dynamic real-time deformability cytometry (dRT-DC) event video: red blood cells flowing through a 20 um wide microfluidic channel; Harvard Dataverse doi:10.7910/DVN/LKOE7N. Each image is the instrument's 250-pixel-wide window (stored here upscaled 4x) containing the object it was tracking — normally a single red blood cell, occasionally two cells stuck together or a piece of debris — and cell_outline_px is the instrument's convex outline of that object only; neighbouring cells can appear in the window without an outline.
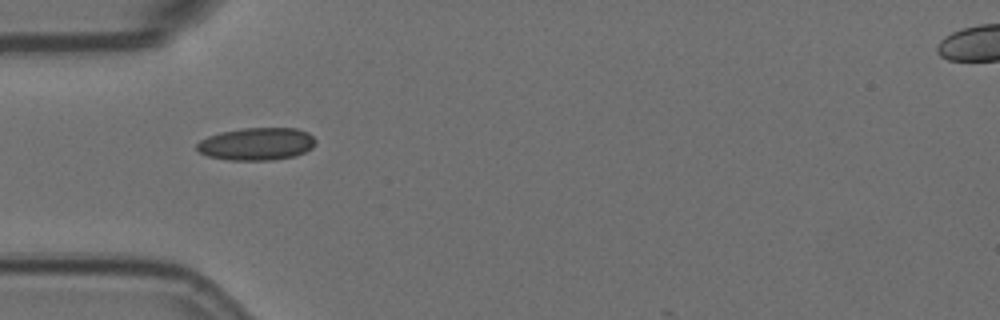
{"species": "Egyptian fruit bat (a non-hibernating species)", "species_latin": "Rousettus aegyptiacus", "temperature_condition": "room temperature", "stored_images_in_passage": 1, "camera_frame_rate_fps": 3000, "um_per_image_px": 0.085, "animal": {"sex": "female"}, "frame": {"image": 1, "passage_image": 1, "time_ms": 0.0, "image_size_px": [1000, 320], "cell_outline_px": [[316, 144], [312, 148], [296, 156], [272, 160], [228, 160], [208, 156], [200, 152], [196, 148], [196, 144], [200, 140], [208, 136], [220, 132], [244, 128], [296, 128], [308, 132], [316, 140]], "centroid_in_image_um": [21.83, 12.23], "position_along_channel_um": 63.2, "area_um2": 22.66}}